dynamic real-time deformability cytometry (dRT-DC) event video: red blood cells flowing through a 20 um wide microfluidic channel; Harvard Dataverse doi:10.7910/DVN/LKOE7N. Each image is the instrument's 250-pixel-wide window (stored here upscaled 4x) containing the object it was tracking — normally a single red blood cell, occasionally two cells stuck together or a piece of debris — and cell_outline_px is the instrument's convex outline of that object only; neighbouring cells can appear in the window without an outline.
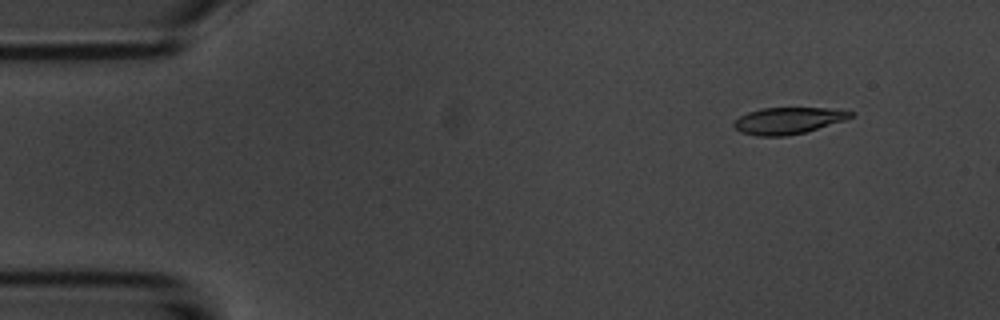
{"species": "common noctule bat (a hibernating species)", "species_latin": "Nyctalus noctula", "temperature_condition": "room temperature", "stored_images_in_passage": 3, "camera_frame_rate_fps": 3000, "um_per_image_px": 0.085, "animal": {"sex": "male", "body_mass_g": 20.1, "forearm_length_mm": 53.5}, "frame": {"image": 1, "passage_image": 1, "time_ms": 0.0, "image_size_px": [1000, 320], "cell_outline_px": [[856, 112], [852, 116], [844, 120], [804, 132], [784, 136], [756, 136], [740, 132], [732, 124], [740, 116], [748, 112], [760, 108], [828, 108]], "centroid_in_image_um": [66.96, 10.25], "position_along_channel_um": 18.0, "area_um2": 17.92}}